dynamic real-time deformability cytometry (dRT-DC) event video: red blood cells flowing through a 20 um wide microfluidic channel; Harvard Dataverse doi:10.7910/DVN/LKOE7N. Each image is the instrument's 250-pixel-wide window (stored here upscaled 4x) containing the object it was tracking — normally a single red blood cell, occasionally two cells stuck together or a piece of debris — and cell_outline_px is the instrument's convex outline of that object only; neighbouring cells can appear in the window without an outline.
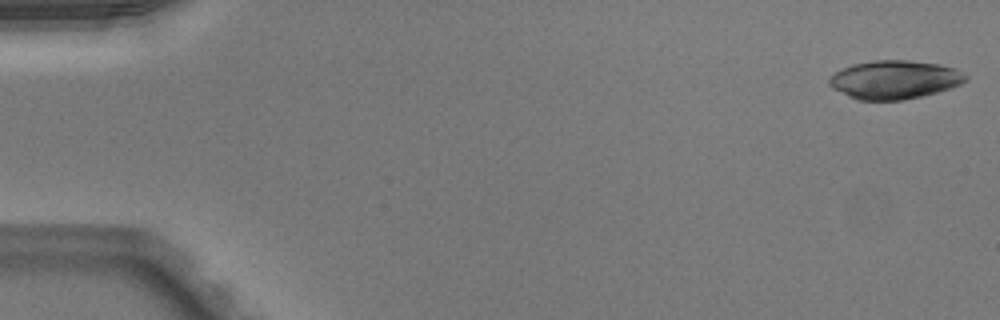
{"species": "Egyptian fruit bat (a non-hibernating species)", "species_latin": "Rousettus aegyptiacus", "temperature_condition": "warm", "stored_images_in_passage": 50, "camera_frame_rate_fps": 3000, "um_per_image_px": 0.085, "animal": {"sex": "male"}, "frame": {"image": 1, "passage_image": 1, "time_ms": 0.0, "image_size_px": [1000, 320], "cell_outline_px": [[968, 80], [952, 88], [924, 96], [904, 100], [856, 100], [832, 88], [828, 84], [828, 80], [836, 72], [852, 64], [872, 60], [908, 60], [940, 64], [956, 68], [968, 76]], "centroid_in_image_um": [76.07, 6.78], "position_along_channel_um": 8.9, "area_um2": 30.92}}
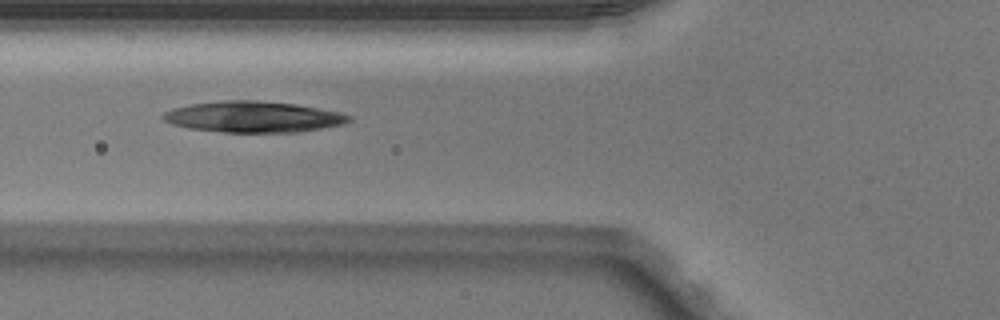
{"frame": {"image": 2, "passage_image": 19, "time_ms": 6.0, "image_size_px": [1000, 320], "cell_outline_px": [[352, 120], [344, 124], [324, 128], [300, 132], [224, 132], [188, 128], [172, 124], [164, 120], [160, 116], [164, 112], [172, 108], [192, 104], [224, 100], [256, 100], [296, 104], [340, 112], [352, 116]], "centroid_in_image_um": [21.55, 9.93], "position_along_channel_um": 104.3, "area_um2": 33.76}}
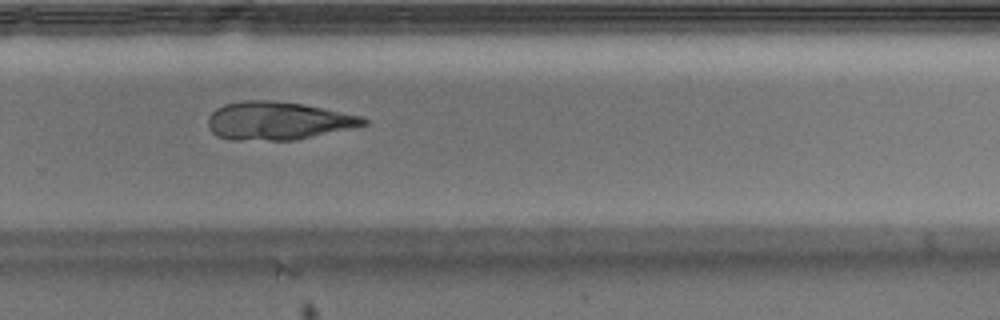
{"frame": {"image": 3, "passage_image": 34, "time_ms": 11.0, "image_size_px": [1000, 320], "cell_outline_px": [[368, 124], [296, 140], [232, 140], [216, 136], [208, 128], [208, 120], [212, 112], [216, 108], [224, 104], [244, 100], [272, 100], [304, 104], [364, 116], [368, 120]], "centroid_in_image_um": [23.62, 10.26], "position_along_channel_um": 306.2, "area_um2": 34.68}}